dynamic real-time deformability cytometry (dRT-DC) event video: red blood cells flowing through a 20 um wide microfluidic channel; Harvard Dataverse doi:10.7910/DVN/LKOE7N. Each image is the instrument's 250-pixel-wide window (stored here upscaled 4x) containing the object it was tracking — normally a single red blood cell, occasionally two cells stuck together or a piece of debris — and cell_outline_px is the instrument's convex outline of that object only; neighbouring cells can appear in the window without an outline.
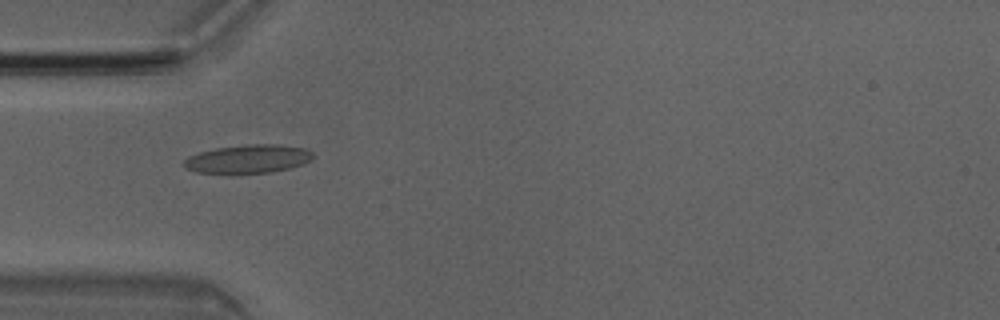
{"species": "Egyptian fruit bat (a non-hibernating species)", "species_latin": "Rousettus aegyptiacus", "temperature_condition": "room temperature", "stored_images_in_passage": 5, "camera_frame_rate_fps": 3000, "um_per_image_px": 0.085, "animal": {"sex": "male"}, "frame": {"image": 1, "passage_image": 5, "time_ms": 1.333, "image_size_px": [1000, 320], "cell_outline_px": [[316, 156], [312, 160], [304, 164], [288, 168], [268, 172], [196, 172], [184, 168], [180, 164], [188, 156], [200, 152], [216, 148], [248, 144], [280, 144], [304, 148], [312, 152]], "centroid_in_image_um": [21.1, 13.49], "position_along_channel_um": 63.9, "area_um2": 21.27}}